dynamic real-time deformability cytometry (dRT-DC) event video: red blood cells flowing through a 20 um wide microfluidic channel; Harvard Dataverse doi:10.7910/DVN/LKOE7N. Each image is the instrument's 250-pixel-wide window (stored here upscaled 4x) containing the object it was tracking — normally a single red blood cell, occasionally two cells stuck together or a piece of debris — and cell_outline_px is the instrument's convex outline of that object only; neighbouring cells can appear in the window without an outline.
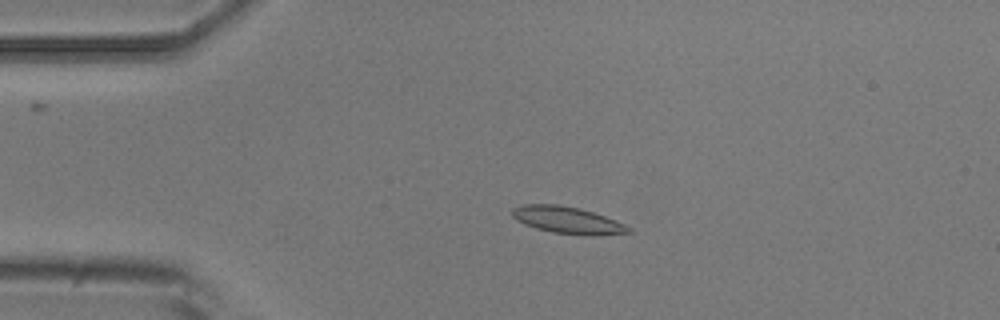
{"species": "common noctule bat (a hibernating species)", "species_latin": "Nyctalus noctula", "temperature_condition": "room temperature", "stored_images_in_passage": 5, "camera_frame_rate_fps": 3000, "um_per_image_px": 0.085, "animal": {"sex": "male", "body_mass_g": 20.5, "forearm_length_mm": 52.5}, "frame": {"image": 1, "passage_image": 4, "time_ms": 3.333, "image_size_px": [1000, 320], "cell_outline_px": [[632, 232], [588, 236], [552, 232], [536, 228], [524, 224], [516, 220], [512, 216], [512, 208], [524, 204], [560, 204], [580, 208], [604, 216], [624, 224], [632, 228]], "centroid_in_image_um": [48.22, 18.71], "position_along_channel_um": 36.8, "area_um2": 18.26}}